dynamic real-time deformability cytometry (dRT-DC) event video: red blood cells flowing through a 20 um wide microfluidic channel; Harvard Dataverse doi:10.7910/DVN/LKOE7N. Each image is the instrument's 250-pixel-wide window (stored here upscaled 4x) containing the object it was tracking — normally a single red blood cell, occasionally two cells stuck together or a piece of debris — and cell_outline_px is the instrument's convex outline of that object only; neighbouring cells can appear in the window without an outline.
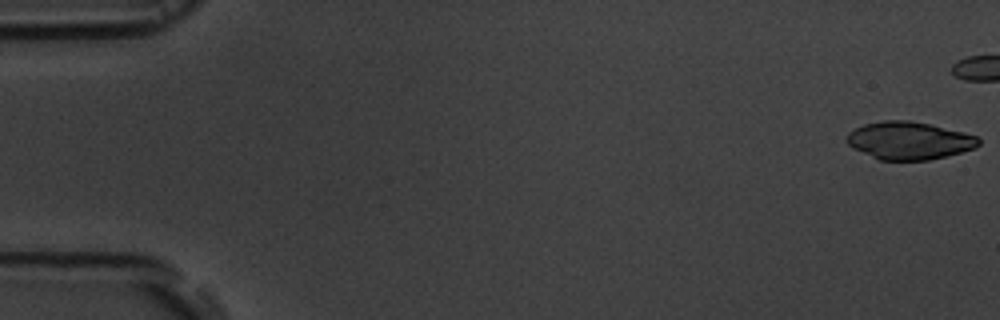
{"species": "common noctule bat (a hibernating species)", "species_latin": "Nyctalus noctula", "temperature_condition": "room temperature", "stored_images_in_passage": 7, "camera_frame_rate_fps": 3000, "um_per_image_px": 0.085, "animal": {"sex": "male", "body_mass_g": 19.5, "forearm_length_mm": 54.6}, "frame": {"image": 1, "passage_image": 1, "time_ms": 0.0, "image_size_px": [1000, 320], "cell_outline_px": [[980, 144], [976, 148], [928, 160], [880, 160], [852, 148], [844, 140], [848, 132], [864, 124], [884, 120], [908, 120], [928, 124], [964, 132], [976, 136], [980, 140]], "centroid_in_image_um": [77.24, 11.95], "position_along_channel_um": 7.8, "area_um2": 28.9}}